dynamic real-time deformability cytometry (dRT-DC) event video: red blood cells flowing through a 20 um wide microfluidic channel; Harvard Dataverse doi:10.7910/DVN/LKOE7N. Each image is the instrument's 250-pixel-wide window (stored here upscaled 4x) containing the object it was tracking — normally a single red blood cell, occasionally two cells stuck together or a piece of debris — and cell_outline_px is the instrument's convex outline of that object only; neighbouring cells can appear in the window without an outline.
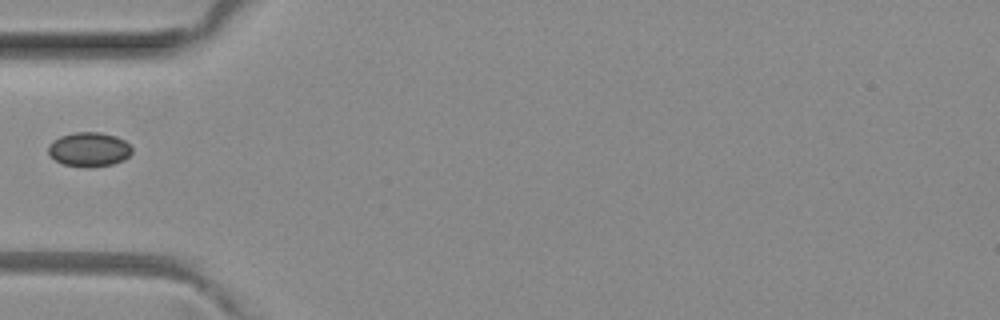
{"species": "common noctule bat (a hibernating species)", "species_latin": "Nyctalus noctula", "temperature_condition": "room temperature", "stored_images_in_passage": 2, "camera_frame_rate_fps": 3000, "um_per_image_px": 0.085, "animal": {"sex": "female", "body_mass_g": 29.2, "forearm_length_mm": 56.3}, "frame": {"image": 1, "passage_image": 1, "time_ms": 0.0, "image_size_px": [1000, 320], "cell_outline_px": [[132, 152], [124, 160], [112, 164], [88, 168], [64, 164], [56, 160], [48, 152], [48, 148], [52, 140], [60, 136], [76, 132], [100, 132], [116, 136], [124, 140], [132, 148]], "centroid_in_image_um": [7.58, 12.7], "position_along_channel_um": 77.4, "area_um2": 16.7}}
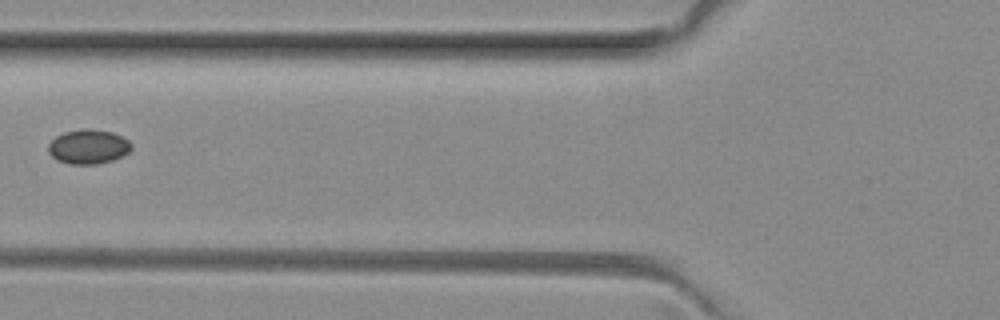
{"frame": {"image": 2, "passage_image": 2, "time_ms": 0.333, "image_size_px": [1000, 320], "cell_outline_px": [[132, 148], [128, 152], [112, 160], [96, 164], [68, 164], [56, 160], [48, 152], [48, 144], [56, 136], [64, 132], [84, 128], [88, 128], [112, 132], [128, 140], [132, 144]], "centroid_in_image_um": [7.48, 12.47], "position_along_channel_um": 118.3, "area_um2": 16.65}}